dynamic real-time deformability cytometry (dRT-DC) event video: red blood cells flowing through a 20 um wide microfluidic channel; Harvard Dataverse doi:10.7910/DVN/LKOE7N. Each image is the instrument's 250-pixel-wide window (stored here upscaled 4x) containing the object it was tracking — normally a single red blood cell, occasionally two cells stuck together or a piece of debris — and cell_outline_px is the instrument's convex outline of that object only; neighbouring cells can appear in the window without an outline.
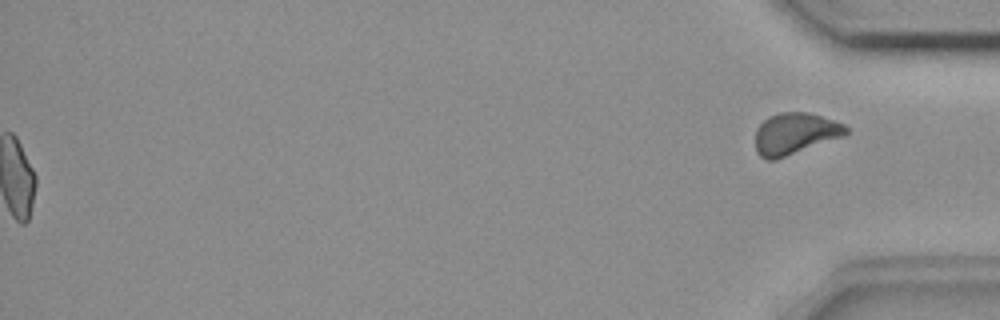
{"species": "common noctule bat (a hibernating species)", "species_latin": "Nyctalus noctula", "temperature_condition": "room temperature", "stored_images_in_passage": 55, "camera_frame_rate_fps": 3000, "um_per_image_px": 0.085, "animal": {"sex": "female", "body_mass_g": 18.4}, "frame": {"image": 1, "passage_image": 55, "time_ms": 18.0, "image_size_px": [1000, 320], "cell_outline_px": [[848, 132], [844, 136], [776, 160], [768, 160], [760, 156], [756, 152], [756, 128], [768, 116], [780, 112], [808, 112], [836, 120], [844, 124], [848, 128]], "centroid_in_image_um": [67.58, 11.35], "position_along_channel_um": 367.6, "area_um2": 22.14}, "authors_computed_cell_mechanics": {"area_um2": 19.0162, "velocity_mm_per_s": 3.6803, "shape_relaxation_time_tau1_ms": null, "shape_relaxation_time_tau2_ms": 1.8313, "deformation_change_tau1": null, "deformation_change_tau2": 0.0793}}